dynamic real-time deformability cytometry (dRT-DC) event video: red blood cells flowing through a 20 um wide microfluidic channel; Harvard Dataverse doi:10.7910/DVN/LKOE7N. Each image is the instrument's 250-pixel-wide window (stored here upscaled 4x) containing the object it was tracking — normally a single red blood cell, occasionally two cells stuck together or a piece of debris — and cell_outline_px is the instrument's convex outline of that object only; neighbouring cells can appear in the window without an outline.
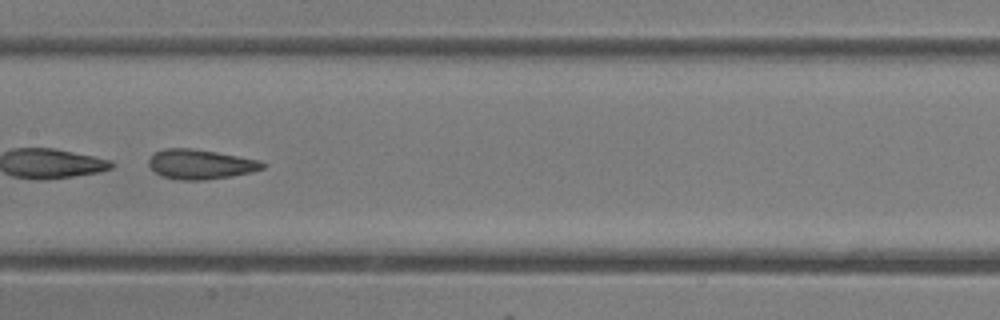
{"species": "common noctule bat (a hibernating species)", "species_latin": "Nyctalus noctula", "temperature_condition": "room temperature", "stored_images_in_passage": 32, "camera_frame_rate_fps": 3000, "um_per_image_px": 0.085, "animal": {"sex": "female"}, "frame": {"image": 1, "passage_image": 10, "time_ms": 3.0, "image_size_px": [1000, 320], "cell_outline_px": [[268, 164], [264, 168], [252, 172], [232, 176], [204, 180], [180, 180], [160, 176], [148, 164], [148, 160], [156, 152], [164, 148], [192, 148], [216, 152], [260, 160]], "centroid_in_image_um": [17.07, 13.96], "position_along_channel_um": 190.3, "area_um2": 19.77}, "authors_computed_cell_mechanics": {"area_um2": 19.9988, "velocity_mm_per_s": 4.4511, "shape_relaxation_time_tau1_ms": 8.7146, "shape_relaxation_time_tau2_ms": 1.4715, "deformation_change_tau1": 0.2065, "deformation_change_tau2": 0.0874}}